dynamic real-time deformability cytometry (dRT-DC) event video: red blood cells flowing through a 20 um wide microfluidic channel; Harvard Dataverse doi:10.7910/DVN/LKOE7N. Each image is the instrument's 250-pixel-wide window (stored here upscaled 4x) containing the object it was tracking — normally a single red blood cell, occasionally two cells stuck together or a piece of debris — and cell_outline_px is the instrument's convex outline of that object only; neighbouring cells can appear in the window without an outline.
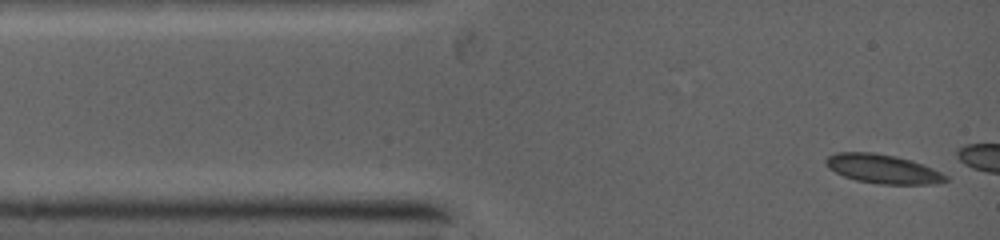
{"species": "common noctule bat (a hibernating species)", "species_latin": "Nyctalus noctula", "temperature_condition": "warm", "stored_images_in_passage": 5, "camera_frame_rate_fps": 5000, "um_per_image_px": 0.085, "animal": {"sex": "female", "body_mass_g": 19.0, "forearm_length_mm": 53.3}, "frame": {"image": 1, "passage_image": 1, "time_ms": 0.0, "image_size_px": [1000, 240], "cell_outline_px": [[948, 180], [932, 184], [880, 184], [856, 180], [844, 176], [828, 168], [824, 160], [828, 156], [840, 152], [868, 152], [892, 156], [908, 160], [932, 168], [948, 176]], "centroid_in_image_um": [75.01, 14.37], "position_along_channel_um": 10.0, "area_um2": 19.83}}